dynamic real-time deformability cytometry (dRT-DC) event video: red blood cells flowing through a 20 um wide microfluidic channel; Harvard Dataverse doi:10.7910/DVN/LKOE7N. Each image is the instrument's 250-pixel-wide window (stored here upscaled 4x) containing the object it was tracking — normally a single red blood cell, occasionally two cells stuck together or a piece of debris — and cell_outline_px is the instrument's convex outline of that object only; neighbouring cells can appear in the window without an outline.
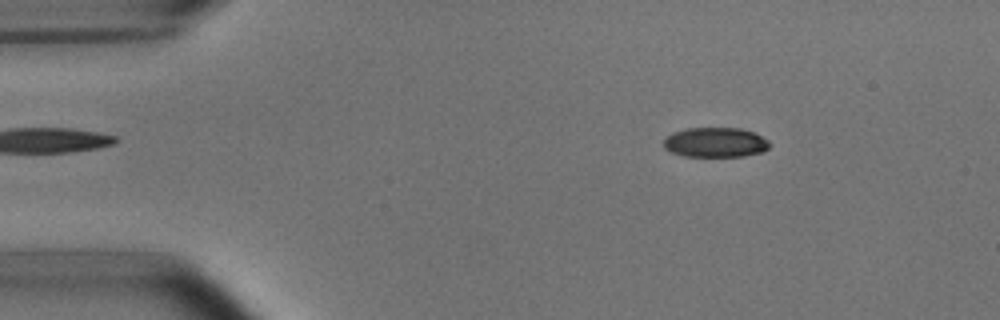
{"species": "common noctule bat (a hibernating species)", "species_latin": "Nyctalus noctula", "temperature_condition": "room temperature", "stored_images_in_passage": 4, "camera_frame_rate_fps": 3000, "um_per_image_px": 0.085, "animal": {"sex": "male", "body_mass_g": 15.6}, "frame": {"image": 1, "passage_image": 2, "time_ms": 1.0, "image_size_px": [1000, 320], "cell_outline_px": [[772, 144], [768, 148], [760, 152], [744, 156], [684, 156], [672, 152], [664, 148], [664, 136], [672, 132], [688, 128], [740, 128], [752, 132], [768, 140]], "centroid_in_image_um": [60.78, 12.09], "position_along_channel_um": 24.2, "area_um2": 18.38}}